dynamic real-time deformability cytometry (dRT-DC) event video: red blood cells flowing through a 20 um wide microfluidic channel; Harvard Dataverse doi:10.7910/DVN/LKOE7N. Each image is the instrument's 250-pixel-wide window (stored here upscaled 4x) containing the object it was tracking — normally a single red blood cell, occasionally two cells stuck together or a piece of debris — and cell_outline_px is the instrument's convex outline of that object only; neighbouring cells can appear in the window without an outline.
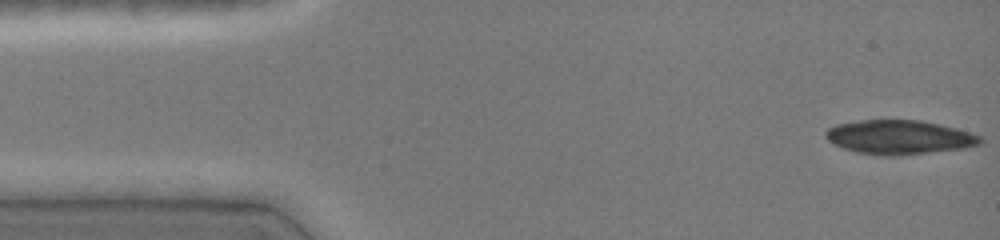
{"species": "common noctule bat (a hibernating species)", "species_latin": "Nyctalus noctula", "temperature_condition": "cold", "stored_images_in_passage": 5, "camera_frame_rate_fps": 3000, "um_per_image_px": 0.085, "animal": {"sex": "female", "body_mass_g": 19.0, "forearm_length_mm": 51.5}, "frame": {"image": 1, "passage_image": 1, "time_ms": 0.0, "image_size_px": [1000, 240], "cell_outline_px": [[984, 140], [980, 144], [964, 148], [892, 156], [888, 156], [856, 152], [832, 144], [824, 136], [824, 132], [828, 128], [836, 124], [860, 120], [920, 120], [940, 124], [956, 128], [980, 136]], "centroid_in_image_um": [76.4, 11.65], "position_along_channel_um": 8.6, "area_um2": 30.63}}